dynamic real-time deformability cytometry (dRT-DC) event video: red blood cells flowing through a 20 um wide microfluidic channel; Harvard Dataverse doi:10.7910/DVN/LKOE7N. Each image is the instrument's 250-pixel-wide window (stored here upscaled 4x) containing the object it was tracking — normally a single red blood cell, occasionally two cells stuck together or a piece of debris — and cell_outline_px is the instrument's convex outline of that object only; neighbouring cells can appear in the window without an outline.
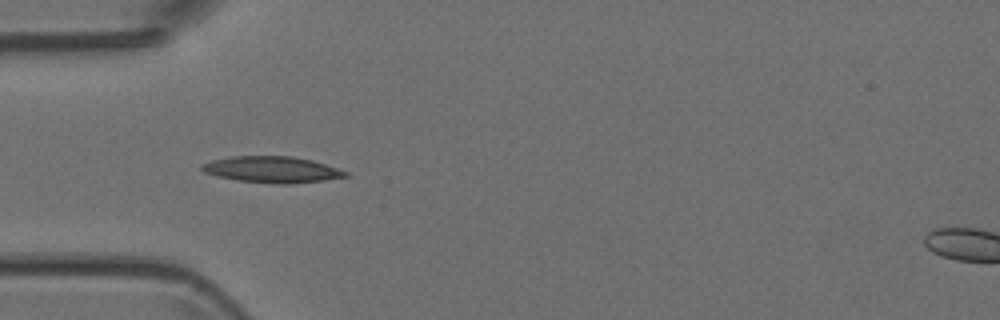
{"species": "Egyptian fruit bat (a non-hibernating species)", "species_latin": "Rousettus aegyptiacus", "temperature_condition": "room temperature", "stored_images_in_passage": 7, "camera_frame_rate_fps": 3000, "um_per_image_px": 0.085, "animal": {"sex": "female"}, "frame": {"image": 1, "passage_image": 3, "time_ms": 2.333, "image_size_px": [1000, 320], "cell_outline_px": [[348, 176], [324, 180], [292, 184], [276, 184], [240, 180], [216, 176], [204, 172], [200, 168], [200, 164], [212, 160], [232, 156], [292, 156], [312, 160], [348, 172]], "centroid_in_image_um": [23.09, 14.41], "position_along_channel_um": 61.9, "area_um2": 21.91}}
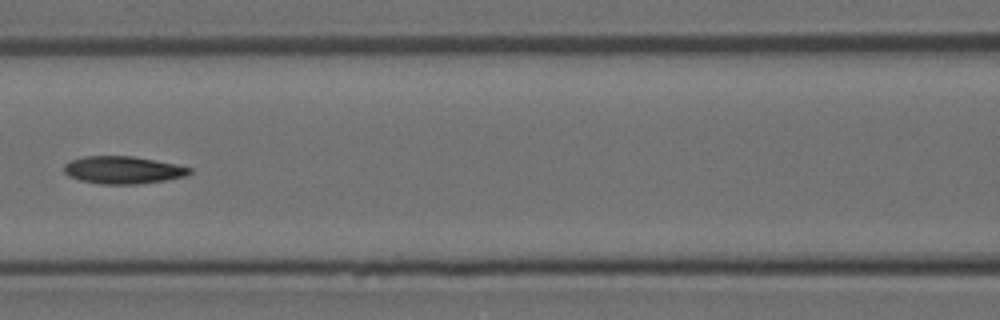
{"frame": {"image": 2, "passage_image": 5, "time_ms": 4.667, "image_size_px": [1000, 320], "cell_outline_px": [[192, 172], [188, 176], [164, 180], [136, 184], [100, 184], [80, 180], [68, 176], [64, 172], [64, 164], [72, 160], [84, 156], [132, 156], [176, 164], [192, 168]], "centroid_in_image_um": [10.46, 14.45], "position_along_channel_um": 156.1, "area_um2": 20.11}}
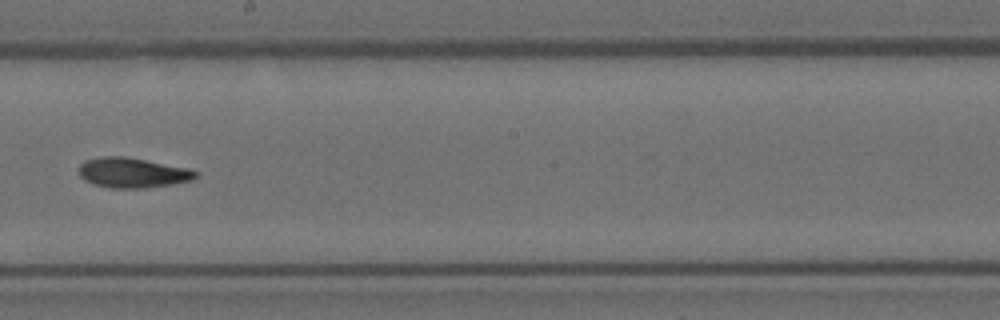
{"frame": {"image": 3, "passage_image": 7, "time_ms": 6.667, "image_size_px": [1000, 320], "cell_outline_px": [[200, 172], [192, 180], [172, 184], [144, 188], [112, 188], [92, 184], [84, 180], [80, 176], [80, 164], [84, 160], [100, 156], [124, 156], [188, 168]], "centroid_in_image_um": [11.25, 14.68], "position_along_channel_um": 237.0, "area_um2": 20.46}}